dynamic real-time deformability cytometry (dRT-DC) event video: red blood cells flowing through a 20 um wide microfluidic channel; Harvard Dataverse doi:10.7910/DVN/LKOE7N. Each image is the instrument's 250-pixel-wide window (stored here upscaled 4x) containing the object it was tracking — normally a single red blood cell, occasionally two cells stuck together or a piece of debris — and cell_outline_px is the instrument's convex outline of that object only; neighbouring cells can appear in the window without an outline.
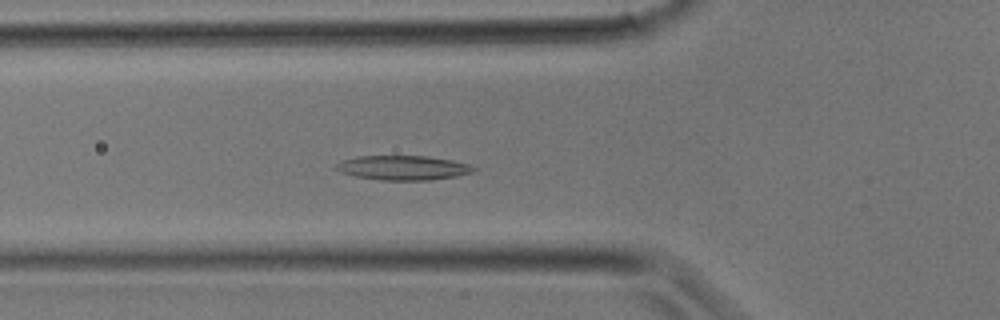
{"species": "common noctule bat (a hibernating species)", "species_latin": "Nyctalus noctula", "temperature_condition": "room temperature", "stored_images_in_passage": 31, "camera_frame_rate_fps": 3000, "um_per_image_px": 0.085, "animal": {"sex": "male", "body_mass_g": 17.9}, "frame": {"image": 1, "passage_image": 10, "time_ms": 3.0, "image_size_px": [1000, 320], "cell_outline_px": [[476, 168], [472, 172], [456, 176], [432, 180], [380, 180], [356, 176], [340, 172], [336, 168], [336, 164], [344, 160], [356, 156], [428, 156], [452, 160], [468, 164]], "centroid_in_image_um": [34.26, 14.26], "position_along_channel_um": 91.5, "area_um2": 19.48}}
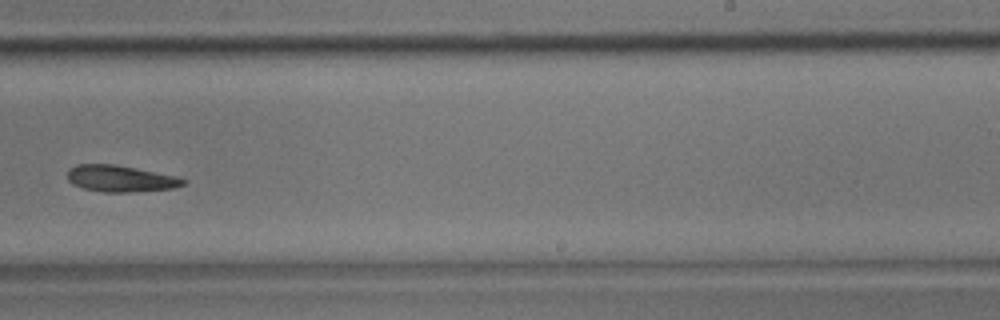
{"frame": {"image": 2, "passage_image": 19, "time_ms": 6.0, "image_size_px": [1000, 320], "cell_outline_px": [[188, 180], [184, 184], [172, 188], [132, 192], [104, 192], [84, 188], [72, 184], [68, 180], [68, 168], [76, 164], [112, 164], [136, 168], [176, 176]], "centroid_in_image_um": [10.22, 15.17], "position_along_channel_um": 278.8, "area_um2": 17.8}}
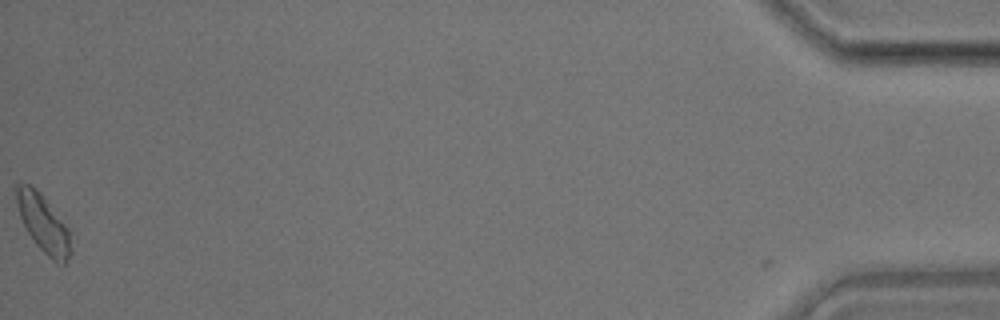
{"frame": {"image": 3, "passage_image": 31, "time_ms": 10.0, "image_size_px": [1000, 320], "cell_outline_px": [[72, 252], [64, 264], [52, 260], [36, 244], [28, 232], [20, 216], [16, 200], [16, 184], [28, 184], [36, 188], [40, 192], [68, 228]], "centroid_in_image_um": [3.69, 19.0], "position_along_channel_um": 431.5, "area_um2": 17.86}}